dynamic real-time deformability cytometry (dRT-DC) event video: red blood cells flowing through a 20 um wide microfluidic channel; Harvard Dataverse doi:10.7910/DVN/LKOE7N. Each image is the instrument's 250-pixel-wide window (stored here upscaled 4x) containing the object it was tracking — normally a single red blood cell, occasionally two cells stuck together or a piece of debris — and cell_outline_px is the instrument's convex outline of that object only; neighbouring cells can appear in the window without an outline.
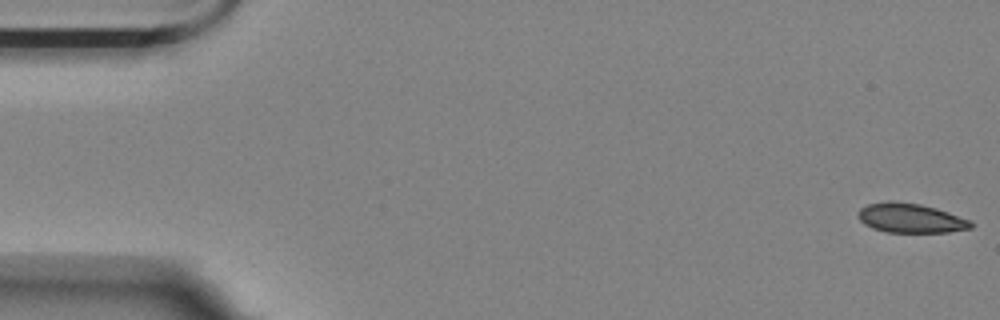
{"species": "Egyptian fruit bat (a non-hibernating species)", "species_latin": "Rousettus aegyptiacus", "temperature_condition": "room temperature", "stored_images_in_passage": 53, "camera_frame_rate_fps": 3000, "um_per_image_px": 0.085, "animal": {"sex": "female"}, "frame": {"image": 1, "passage_image": 1, "time_ms": 0.0, "image_size_px": [1000, 320], "cell_outline_px": [[976, 224], [972, 228], [948, 232], [888, 232], [872, 228], [864, 224], [856, 216], [856, 212], [860, 208], [868, 204], [888, 200], [892, 200], [920, 204], [936, 208], [972, 220]], "centroid_in_image_um": [77.4, 18.53], "position_along_channel_um": 7.6, "area_um2": 19.65}}
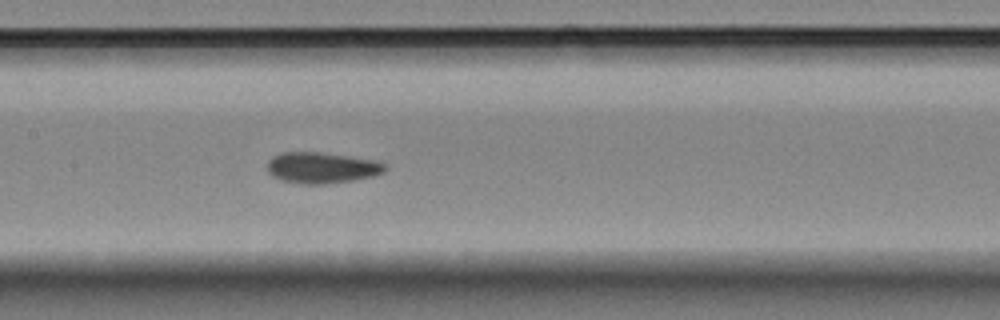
{"frame": {"image": 2, "passage_image": 27, "time_ms": 8.667, "image_size_px": [1000, 320], "cell_outline_px": [[388, 168], [384, 172], [372, 176], [356, 180], [324, 184], [304, 184], [280, 180], [272, 176], [268, 172], [268, 160], [272, 156], [280, 152], [316, 152], [348, 156], [372, 160], [384, 164]], "centroid_in_image_um": [27.31, 14.26], "position_along_channel_um": 180.1, "area_um2": 21.27}}
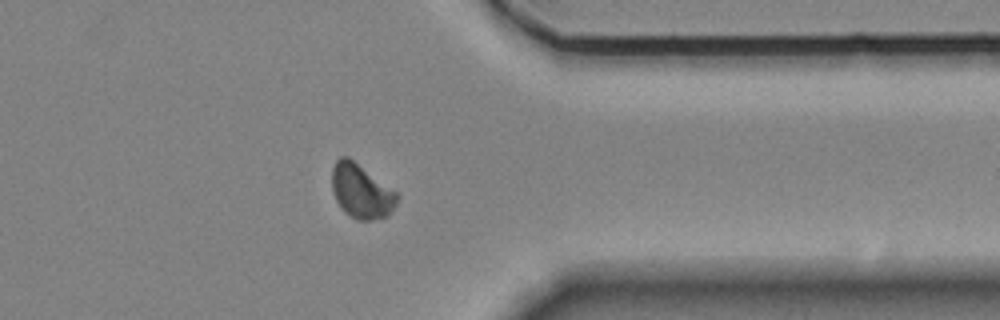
{"frame": {"image": 3, "passage_image": 45, "time_ms": 14.667, "image_size_px": [1000, 320], "cell_outline_px": [[400, 196], [396, 204], [388, 216], [372, 220], [356, 220], [344, 212], [336, 200], [332, 192], [332, 168], [336, 160], [340, 156], [348, 156], [396, 192]], "centroid_in_image_um": [30.69, 16.26], "position_along_channel_um": 380.7, "area_um2": 20.58}, "authors_computed_cell_mechanics": {"area_um2": 20.5768, "velocity_mm_per_s": 3.5066, "shape_relaxation_time_tau1_ms": 7.1402, "shape_relaxation_time_tau2_ms": null, "deformation_change_tau1": 0.1061, "deformation_change_tau2": null}}